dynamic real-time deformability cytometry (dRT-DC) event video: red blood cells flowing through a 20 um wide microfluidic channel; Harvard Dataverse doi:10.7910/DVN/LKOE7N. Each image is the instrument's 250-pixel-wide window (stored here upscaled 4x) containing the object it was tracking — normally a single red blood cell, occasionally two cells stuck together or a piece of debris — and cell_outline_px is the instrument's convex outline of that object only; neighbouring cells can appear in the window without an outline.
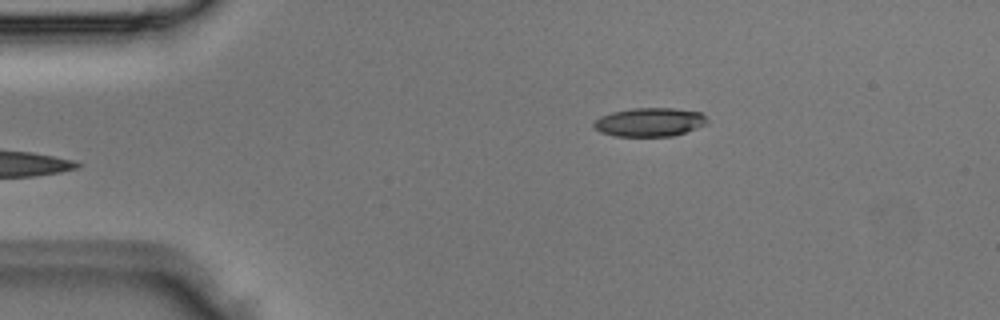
{"species": "Egyptian fruit bat (a non-hibernating species)", "species_latin": "Rousettus aegyptiacus", "temperature_condition": "room temperature", "stored_images_in_passage": 5, "camera_frame_rate_fps": 3000, "um_per_image_px": 0.085, "animal": {"sex": "male"}, "frame": {"image": 1, "passage_image": 5, "time_ms": 1.333, "image_size_px": [1000, 320], "cell_outline_px": [[708, 120], [704, 124], [696, 128], [672, 136], [612, 136], [600, 132], [592, 124], [600, 116], [612, 112], [632, 108], [672, 108], [700, 112]], "centroid_in_image_um": [55.18, 10.38], "position_along_channel_um": 29.8, "area_um2": 18.79}}